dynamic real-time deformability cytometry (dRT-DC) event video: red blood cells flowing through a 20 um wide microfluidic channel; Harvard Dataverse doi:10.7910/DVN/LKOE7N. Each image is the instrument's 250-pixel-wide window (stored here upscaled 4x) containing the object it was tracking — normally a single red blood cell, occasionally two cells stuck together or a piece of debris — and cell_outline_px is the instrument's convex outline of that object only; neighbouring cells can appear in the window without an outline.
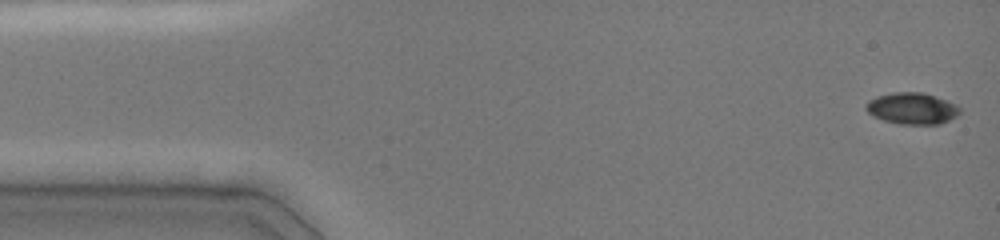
{"species": "common noctule bat (a hibernating species)", "species_latin": "Nyctalus noctula", "temperature_condition": "cold", "stored_images_in_passage": 47, "camera_frame_rate_fps": 3000, "um_per_image_px": 0.085, "animal": {"sex": "female", "body_mass_g": 19.0, "forearm_length_mm": 51.5}, "frame": {"image": 1, "passage_image": 1, "time_ms": 0.0, "image_size_px": [1000, 240], "cell_outline_px": [[960, 112], [956, 116], [940, 124], [900, 124], [884, 120], [872, 116], [864, 108], [864, 104], [868, 100], [876, 96], [892, 92], [924, 92], [948, 100], [960, 108]], "centroid_in_image_um": [77.49, 9.2], "position_along_channel_um": 7.5, "area_um2": 17.4}}
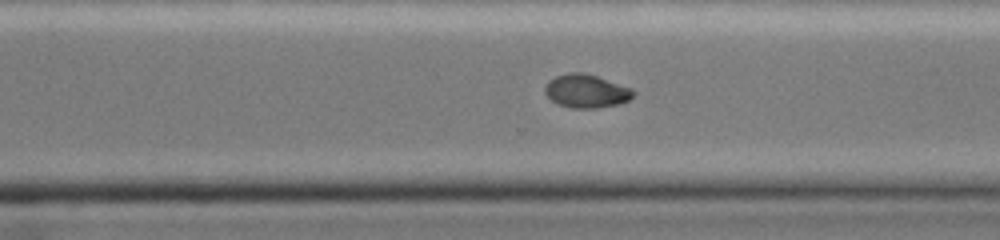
{"frame": {"image": 2, "passage_image": 33, "time_ms": 10.667, "image_size_px": [1000, 240], "cell_outline_px": [[636, 92], [628, 100], [620, 104], [596, 108], [572, 108], [556, 104], [544, 92], [544, 88], [548, 80], [556, 76], [568, 72], [584, 72], [632, 88]], "centroid_in_image_um": [49.82, 7.74], "position_along_channel_um": 320.8, "area_um2": 17.28}}
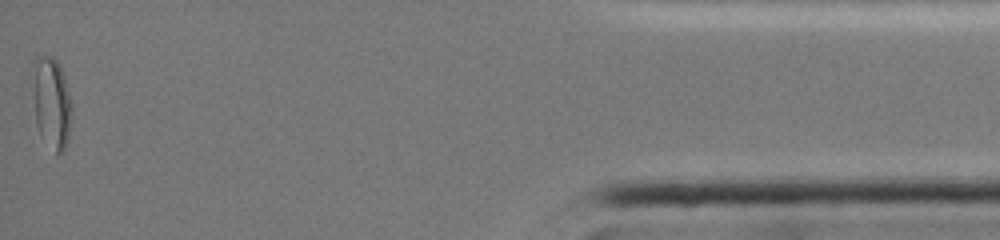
{"frame": {"image": 3, "passage_image": 47, "time_ms": 15.333, "image_size_px": [1000, 240], "cell_outline_px": [[72, 116], [68, 140], [64, 152], [56, 152], [40, 136], [36, 124], [28, 76], [28, 72], [32, 60], [36, 56], [52, 56], [60, 64], [64, 76], [72, 104]], "centroid_in_image_um": [4.31, 8.63], "position_along_channel_um": 430.9, "area_um2": 22.14}}